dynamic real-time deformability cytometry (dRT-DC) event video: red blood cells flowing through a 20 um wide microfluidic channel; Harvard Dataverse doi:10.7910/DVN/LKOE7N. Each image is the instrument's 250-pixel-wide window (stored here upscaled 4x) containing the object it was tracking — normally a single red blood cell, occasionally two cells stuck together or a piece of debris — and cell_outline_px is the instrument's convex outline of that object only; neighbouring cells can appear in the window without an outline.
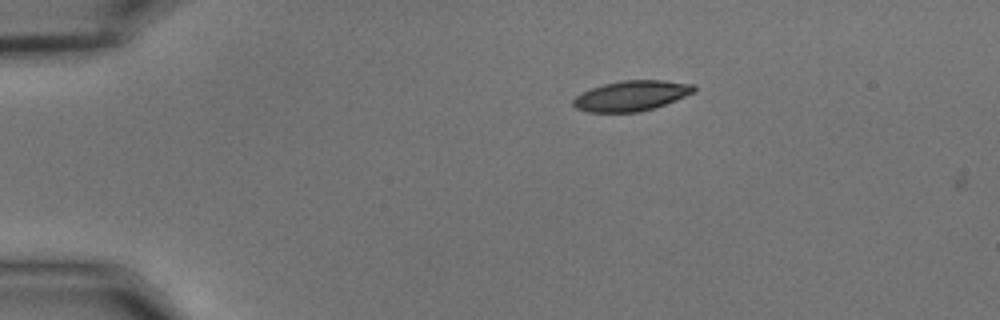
{"species": "common noctule bat (a hibernating species)", "species_latin": "Nyctalus noctula", "temperature_condition": "cold", "stored_images_in_passage": 2, "camera_frame_rate_fps": 3000, "um_per_image_px": 0.085, "animal": {"sex": "male", "body_mass_g": 15.6}, "frame": {"image": 1, "passage_image": 1, "time_ms": 0.0, "image_size_px": [1000, 320], "cell_outline_px": [[696, 92], [676, 100], [640, 112], [588, 112], [576, 108], [572, 104], [572, 100], [576, 96], [592, 88], [604, 84], [620, 80], [664, 80], [692, 84], [696, 88]], "centroid_in_image_um": [53.68, 8.14], "position_along_channel_um": 31.3, "area_um2": 21.21}}